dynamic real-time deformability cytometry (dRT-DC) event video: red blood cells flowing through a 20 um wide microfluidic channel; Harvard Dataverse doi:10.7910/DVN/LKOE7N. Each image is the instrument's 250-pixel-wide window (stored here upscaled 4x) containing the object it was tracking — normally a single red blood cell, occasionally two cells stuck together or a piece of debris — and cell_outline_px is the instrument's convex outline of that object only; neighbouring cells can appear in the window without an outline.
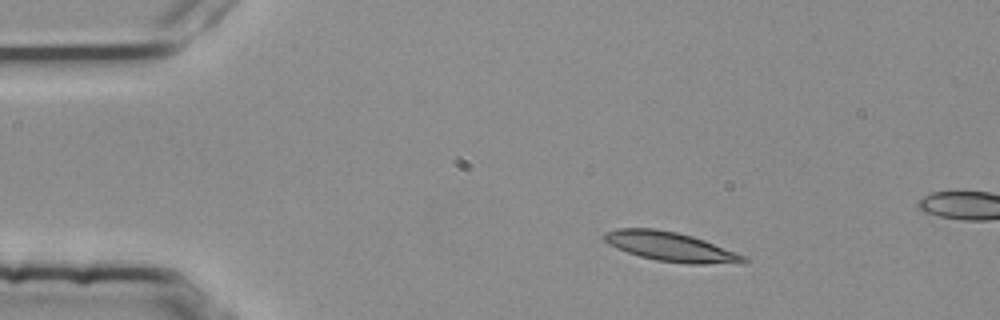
{"species": "common noctule bat (a hibernating species)", "species_latin": "Nyctalus noctula", "temperature_condition": "room temperature", "stored_images_in_passage": 4, "camera_frame_rate_fps": 3000, "um_per_image_px": 0.085, "animal": {"sex": "female", "body_mass_g": 25.1}, "frame": {"image": 1, "passage_image": 2, "time_ms": 0.333, "image_size_px": [1000, 320], "cell_outline_px": [[748, 260], [704, 264], [688, 264], [656, 260], [640, 256], [628, 252], [608, 244], [604, 240], [604, 232], [616, 228], [656, 228], [676, 232], [692, 236], [704, 240], [748, 256]], "centroid_in_image_um": [56.94, 20.95], "position_along_channel_um": 28.1, "area_um2": 23.47}}